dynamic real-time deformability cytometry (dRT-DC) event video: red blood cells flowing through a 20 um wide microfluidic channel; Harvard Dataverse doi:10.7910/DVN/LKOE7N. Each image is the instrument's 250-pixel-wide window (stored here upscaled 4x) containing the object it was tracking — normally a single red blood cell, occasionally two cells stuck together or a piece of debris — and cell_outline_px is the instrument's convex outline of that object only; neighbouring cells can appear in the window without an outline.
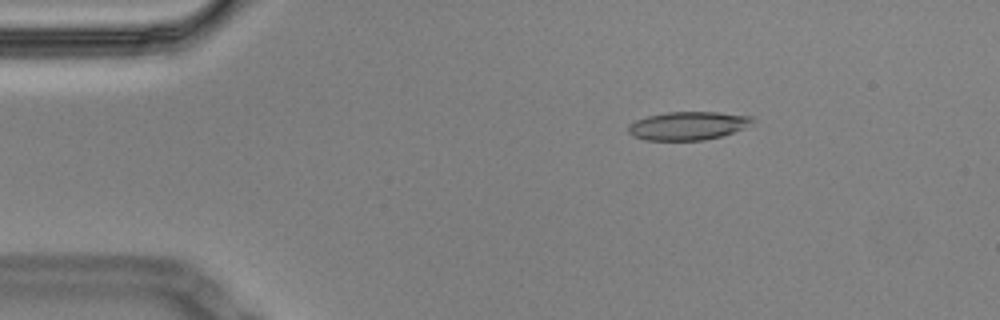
{"species": "Egyptian fruit bat (a non-hibernating species)", "species_latin": "Rousettus aegyptiacus", "temperature_condition": "cold", "stored_images_in_passage": 50, "segment_of_instrument_passage": [1, 2], "camera_frame_rate_fps": 3000, "um_per_image_px": 0.085, "animal": {"sex": "male"}, "frame": {"image": 1, "passage_image": 2, "time_ms": 0.333, "image_size_px": [1000, 320], "cell_outline_px": [[752, 120], [744, 128], [720, 136], [704, 140], [644, 140], [632, 136], [628, 132], [628, 124], [636, 120], [648, 116], [668, 112], [716, 112], [752, 116]], "centroid_in_image_um": [58.41, 10.69], "position_along_channel_um": 26.6, "area_um2": 20.29}}
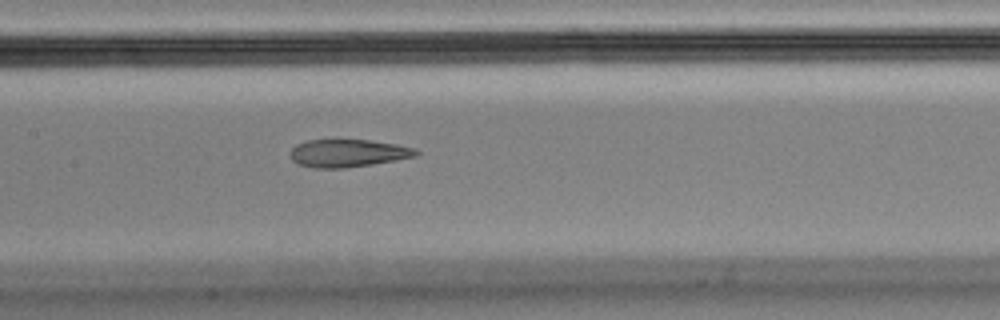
{"frame": {"image": 2, "passage_image": 20, "time_ms": 6.333, "image_size_px": [1000, 320], "cell_outline_px": [[420, 152], [416, 156], [396, 160], [372, 164], [344, 168], [312, 168], [300, 164], [292, 160], [288, 152], [296, 144], [308, 140], [336, 136], [368, 140], [396, 144], [416, 148]], "centroid_in_image_um": [29.53, 12.97], "position_along_channel_um": 177.9, "area_um2": 21.21}}
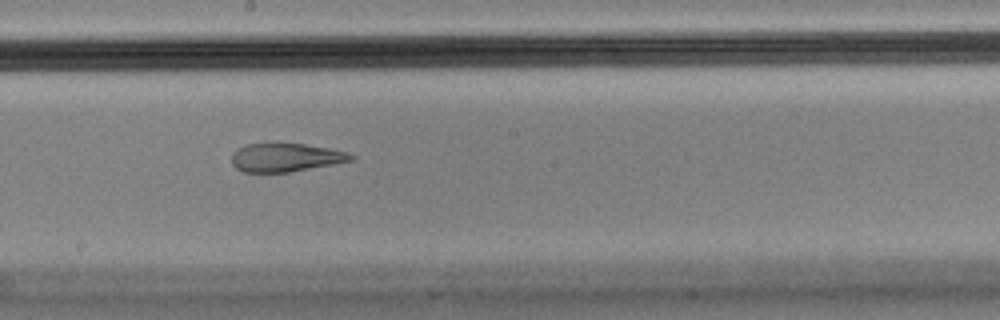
{"frame": {"image": 3, "passage_image": 24, "time_ms": 7.667, "image_size_px": [1000, 320], "cell_outline_px": [[356, 160], [288, 172], [244, 172], [236, 168], [232, 164], [232, 152], [248, 144], [268, 140], [280, 140], [328, 148], [348, 152], [356, 156]], "centroid_in_image_um": [24.27, 13.33], "position_along_channel_um": 223.9, "area_um2": 20.58}}